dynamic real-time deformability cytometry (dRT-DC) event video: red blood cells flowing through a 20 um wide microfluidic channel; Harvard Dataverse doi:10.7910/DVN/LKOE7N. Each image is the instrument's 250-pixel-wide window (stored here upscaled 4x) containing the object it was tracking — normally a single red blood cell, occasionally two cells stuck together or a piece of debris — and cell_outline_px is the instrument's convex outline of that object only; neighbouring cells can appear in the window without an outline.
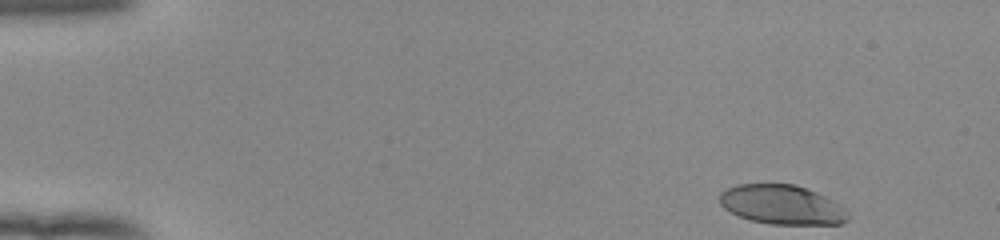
{"species": "human", "species_latin": "Homo sapiens", "temperature_condition": "room temperature", "stored_images_in_passage": 48, "camera_frame_rate_fps": 3000, "um_per_image_px": 0.085, "donor": {"sex": "female"}, "frame": {"image": 1, "passage_image": 1, "time_ms": 0.0, "image_size_px": [1000, 240], "cell_outline_px": [[848, 220], [840, 224], [772, 224], [752, 220], [740, 216], [724, 208], [720, 204], [720, 192], [736, 184], [796, 184], [816, 192], [840, 204], [848, 212]], "centroid_in_image_um": [66.48, 17.39], "position_along_channel_um": 18.5, "area_um2": 29.3}}
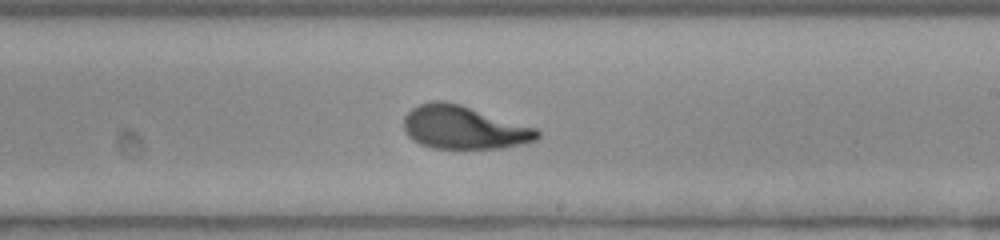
{"frame": {"image": 2, "passage_image": 28, "time_ms": 9.0, "image_size_px": [1000, 240], "cell_outline_px": [[540, 136], [536, 140], [504, 148], [432, 148], [420, 144], [412, 140], [404, 132], [404, 116], [412, 108], [420, 104], [432, 100], [444, 100], [460, 104], [536, 128], [540, 132]], "centroid_in_image_um": [39.39, 10.83], "position_along_channel_um": 249.6, "area_um2": 33.64}}
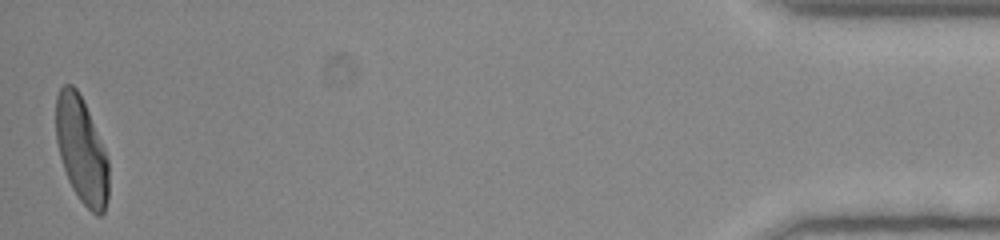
{"frame": {"image": 3, "passage_image": 48, "time_ms": 15.667, "image_size_px": [1000, 240], "cell_outline_px": [[108, 196], [104, 212], [100, 216], [96, 216], [80, 200], [72, 188], [68, 180], [60, 156], [56, 140], [56, 96], [60, 88], [64, 84], [72, 84], [76, 88], [88, 112], [104, 148], [108, 160]], "centroid_in_image_um": [6.92, 12.78], "position_along_channel_um": 428.3, "area_um2": 32.25}, "authors_computed_cell_mechanics": {"area_um2": 32.9171, "velocity_mm_per_s": 3.9335, "shape_relaxation_time_tau1_ms": 4.4293, "shape_relaxation_time_tau2_ms": 0.8687, "deformation_change_tau1": 0.2057, "deformation_change_tau2": 0.0733}}